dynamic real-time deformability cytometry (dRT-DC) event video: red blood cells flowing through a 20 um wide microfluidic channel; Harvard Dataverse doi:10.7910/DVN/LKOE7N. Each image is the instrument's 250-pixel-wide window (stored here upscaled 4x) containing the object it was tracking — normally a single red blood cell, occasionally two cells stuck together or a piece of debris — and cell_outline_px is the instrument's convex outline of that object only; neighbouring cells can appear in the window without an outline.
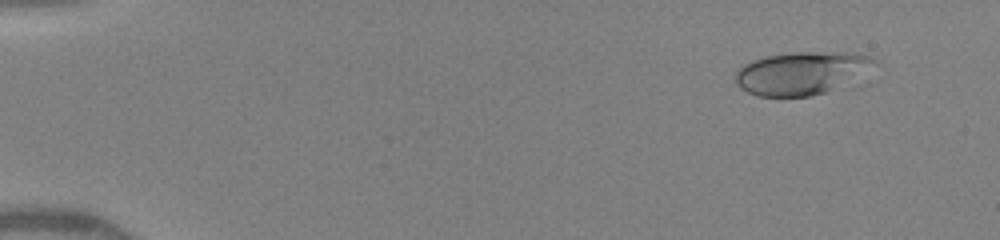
{"species": "human", "species_latin": "Homo sapiens", "temperature_condition": "warm", "stored_images_in_passage": 5, "camera_frame_rate_fps": 3000, "um_per_image_px": 0.085, "donor": {"sex": "female"}, "frame": {"image": 1, "passage_image": 1, "time_ms": 0.0, "image_size_px": [1000, 240], "cell_outline_px": [[880, 64], [824, 92], [812, 96], [760, 96], [748, 92], [740, 88], [736, 84], [732, 76], [744, 64], [752, 60], [764, 56], [792, 52], [844, 52], [872, 56]], "centroid_in_image_um": [68.06, 6.19], "position_along_channel_um": 16.9, "area_um2": 34.39}}
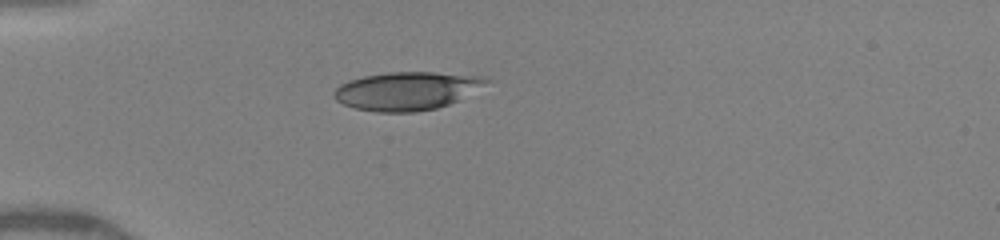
{"frame": {"image": 2, "passage_image": 4, "time_ms": 3.333, "image_size_px": [1000, 240], "cell_outline_px": [[492, 80], [460, 100], [436, 108], [416, 112], [376, 112], [356, 108], [344, 104], [336, 100], [332, 96], [332, 92], [340, 84], [348, 80], [364, 76], [388, 72], [432, 72], [484, 76]], "centroid_in_image_um": [34.57, 7.72], "position_along_channel_um": 50.4, "area_um2": 34.04}}